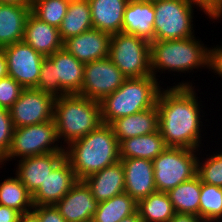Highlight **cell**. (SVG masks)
Returning <instances> with one entry per match:
<instances>
[{
	"instance_id": "obj_30",
	"label": "cell",
	"mask_w": 222,
	"mask_h": 222,
	"mask_svg": "<svg viewBox=\"0 0 222 222\" xmlns=\"http://www.w3.org/2000/svg\"><path fill=\"white\" fill-rule=\"evenodd\" d=\"M137 211V202L123 192L108 200L98 202L94 222H120Z\"/></svg>"
},
{
	"instance_id": "obj_9",
	"label": "cell",
	"mask_w": 222,
	"mask_h": 222,
	"mask_svg": "<svg viewBox=\"0 0 222 222\" xmlns=\"http://www.w3.org/2000/svg\"><path fill=\"white\" fill-rule=\"evenodd\" d=\"M54 120L36 125L14 128L10 149L0 161V168L7 161L19 160L25 157L43 155L51 152H65L58 144ZM18 158V159H17Z\"/></svg>"
},
{
	"instance_id": "obj_8",
	"label": "cell",
	"mask_w": 222,
	"mask_h": 222,
	"mask_svg": "<svg viewBox=\"0 0 222 222\" xmlns=\"http://www.w3.org/2000/svg\"><path fill=\"white\" fill-rule=\"evenodd\" d=\"M201 152V150L167 147L152 161L156 190L167 193L196 176L197 159Z\"/></svg>"
},
{
	"instance_id": "obj_40",
	"label": "cell",
	"mask_w": 222,
	"mask_h": 222,
	"mask_svg": "<svg viewBox=\"0 0 222 222\" xmlns=\"http://www.w3.org/2000/svg\"><path fill=\"white\" fill-rule=\"evenodd\" d=\"M169 222H203L200 217L194 214L175 213Z\"/></svg>"
},
{
	"instance_id": "obj_39",
	"label": "cell",
	"mask_w": 222,
	"mask_h": 222,
	"mask_svg": "<svg viewBox=\"0 0 222 222\" xmlns=\"http://www.w3.org/2000/svg\"><path fill=\"white\" fill-rule=\"evenodd\" d=\"M20 215L12 208L0 205V222H18Z\"/></svg>"
},
{
	"instance_id": "obj_4",
	"label": "cell",
	"mask_w": 222,
	"mask_h": 222,
	"mask_svg": "<svg viewBox=\"0 0 222 222\" xmlns=\"http://www.w3.org/2000/svg\"><path fill=\"white\" fill-rule=\"evenodd\" d=\"M192 36L184 39L150 42L152 75L159 80L158 72L190 73L195 69H208L209 47ZM194 69V70H193ZM172 72V73H171Z\"/></svg>"
},
{
	"instance_id": "obj_7",
	"label": "cell",
	"mask_w": 222,
	"mask_h": 222,
	"mask_svg": "<svg viewBox=\"0 0 222 222\" xmlns=\"http://www.w3.org/2000/svg\"><path fill=\"white\" fill-rule=\"evenodd\" d=\"M153 7L155 12L153 41L195 36L193 24L195 7L212 19L199 5L188 0H154Z\"/></svg>"
},
{
	"instance_id": "obj_28",
	"label": "cell",
	"mask_w": 222,
	"mask_h": 222,
	"mask_svg": "<svg viewBox=\"0 0 222 222\" xmlns=\"http://www.w3.org/2000/svg\"><path fill=\"white\" fill-rule=\"evenodd\" d=\"M137 212L142 222H169L175 214L168 194L159 191L138 201Z\"/></svg>"
},
{
	"instance_id": "obj_35",
	"label": "cell",
	"mask_w": 222,
	"mask_h": 222,
	"mask_svg": "<svg viewBox=\"0 0 222 222\" xmlns=\"http://www.w3.org/2000/svg\"><path fill=\"white\" fill-rule=\"evenodd\" d=\"M14 125L10 111L0 107V161L7 155L13 137Z\"/></svg>"
},
{
	"instance_id": "obj_43",
	"label": "cell",
	"mask_w": 222,
	"mask_h": 222,
	"mask_svg": "<svg viewBox=\"0 0 222 222\" xmlns=\"http://www.w3.org/2000/svg\"><path fill=\"white\" fill-rule=\"evenodd\" d=\"M0 4L32 6V0H0Z\"/></svg>"
},
{
	"instance_id": "obj_13",
	"label": "cell",
	"mask_w": 222,
	"mask_h": 222,
	"mask_svg": "<svg viewBox=\"0 0 222 222\" xmlns=\"http://www.w3.org/2000/svg\"><path fill=\"white\" fill-rule=\"evenodd\" d=\"M2 49L7 60L8 76L24 89L36 88L45 57L23 40Z\"/></svg>"
},
{
	"instance_id": "obj_14",
	"label": "cell",
	"mask_w": 222,
	"mask_h": 222,
	"mask_svg": "<svg viewBox=\"0 0 222 222\" xmlns=\"http://www.w3.org/2000/svg\"><path fill=\"white\" fill-rule=\"evenodd\" d=\"M98 202L83 180H78L70 191L55 204L67 222H88L93 219Z\"/></svg>"
},
{
	"instance_id": "obj_42",
	"label": "cell",
	"mask_w": 222,
	"mask_h": 222,
	"mask_svg": "<svg viewBox=\"0 0 222 222\" xmlns=\"http://www.w3.org/2000/svg\"><path fill=\"white\" fill-rule=\"evenodd\" d=\"M18 222H39L38 216L33 212H27L20 215Z\"/></svg>"
},
{
	"instance_id": "obj_3",
	"label": "cell",
	"mask_w": 222,
	"mask_h": 222,
	"mask_svg": "<svg viewBox=\"0 0 222 222\" xmlns=\"http://www.w3.org/2000/svg\"><path fill=\"white\" fill-rule=\"evenodd\" d=\"M53 120L56 125L58 141L65 148L103 123L100 102L80 94H66L56 97Z\"/></svg>"
},
{
	"instance_id": "obj_36",
	"label": "cell",
	"mask_w": 222,
	"mask_h": 222,
	"mask_svg": "<svg viewBox=\"0 0 222 222\" xmlns=\"http://www.w3.org/2000/svg\"><path fill=\"white\" fill-rule=\"evenodd\" d=\"M39 219V222H67L55 205L34 206L32 210Z\"/></svg>"
},
{
	"instance_id": "obj_1",
	"label": "cell",
	"mask_w": 222,
	"mask_h": 222,
	"mask_svg": "<svg viewBox=\"0 0 222 222\" xmlns=\"http://www.w3.org/2000/svg\"><path fill=\"white\" fill-rule=\"evenodd\" d=\"M174 84L162 88L157 99L159 132L167 147L200 150L203 101H198L195 85L190 80Z\"/></svg>"
},
{
	"instance_id": "obj_17",
	"label": "cell",
	"mask_w": 222,
	"mask_h": 222,
	"mask_svg": "<svg viewBox=\"0 0 222 222\" xmlns=\"http://www.w3.org/2000/svg\"><path fill=\"white\" fill-rule=\"evenodd\" d=\"M120 160L124 167L125 193L138 202L157 191L151 160L143 158Z\"/></svg>"
},
{
	"instance_id": "obj_15",
	"label": "cell",
	"mask_w": 222,
	"mask_h": 222,
	"mask_svg": "<svg viewBox=\"0 0 222 222\" xmlns=\"http://www.w3.org/2000/svg\"><path fill=\"white\" fill-rule=\"evenodd\" d=\"M77 181L69 161L64 158L32 194L33 205H55Z\"/></svg>"
},
{
	"instance_id": "obj_12",
	"label": "cell",
	"mask_w": 222,
	"mask_h": 222,
	"mask_svg": "<svg viewBox=\"0 0 222 222\" xmlns=\"http://www.w3.org/2000/svg\"><path fill=\"white\" fill-rule=\"evenodd\" d=\"M56 97L35 88L24 89L9 109L14 128L53 120Z\"/></svg>"
},
{
	"instance_id": "obj_19",
	"label": "cell",
	"mask_w": 222,
	"mask_h": 222,
	"mask_svg": "<svg viewBox=\"0 0 222 222\" xmlns=\"http://www.w3.org/2000/svg\"><path fill=\"white\" fill-rule=\"evenodd\" d=\"M23 41L44 57L64 48L59 28L41 21L32 12L26 20Z\"/></svg>"
},
{
	"instance_id": "obj_44",
	"label": "cell",
	"mask_w": 222,
	"mask_h": 222,
	"mask_svg": "<svg viewBox=\"0 0 222 222\" xmlns=\"http://www.w3.org/2000/svg\"><path fill=\"white\" fill-rule=\"evenodd\" d=\"M120 222H142V219L140 218L138 212L136 211L134 214L125 217Z\"/></svg>"
},
{
	"instance_id": "obj_11",
	"label": "cell",
	"mask_w": 222,
	"mask_h": 222,
	"mask_svg": "<svg viewBox=\"0 0 222 222\" xmlns=\"http://www.w3.org/2000/svg\"><path fill=\"white\" fill-rule=\"evenodd\" d=\"M127 79L109 57L85 63L80 95L101 101L115 92Z\"/></svg>"
},
{
	"instance_id": "obj_38",
	"label": "cell",
	"mask_w": 222,
	"mask_h": 222,
	"mask_svg": "<svg viewBox=\"0 0 222 222\" xmlns=\"http://www.w3.org/2000/svg\"><path fill=\"white\" fill-rule=\"evenodd\" d=\"M208 69L222 78V46L209 47ZM213 70V71H212Z\"/></svg>"
},
{
	"instance_id": "obj_37",
	"label": "cell",
	"mask_w": 222,
	"mask_h": 222,
	"mask_svg": "<svg viewBox=\"0 0 222 222\" xmlns=\"http://www.w3.org/2000/svg\"><path fill=\"white\" fill-rule=\"evenodd\" d=\"M199 5L213 20L222 18V0H188Z\"/></svg>"
},
{
	"instance_id": "obj_23",
	"label": "cell",
	"mask_w": 222,
	"mask_h": 222,
	"mask_svg": "<svg viewBox=\"0 0 222 222\" xmlns=\"http://www.w3.org/2000/svg\"><path fill=\"white\" fill-rule=\"evenodd\" d=\"M94 29L113 35L122 32L124 12L129 0H88Z\"/></svg>"
},
{
	"instance_id": "obj_20",
	"label": "cell",
	"mask_w": 222,
	"mask_h": 222,
	"mask_svg": "<svg viewBox=\"0 0 222 222\" xmlns=\"http://www.w3.org/2000/svg\"><path fill=\"white\" fill-rule=\"evenodd\" d=\"M119 144L128 138L159 131L157 105L135 114L120 117L109 124Z\"/></svg>"
},
{
	"instance_id": "obj_27",
	"label": "cell",
	"mask_w": 222,
	"mask_h": 222,
	"mask_svg": "<svg viewBox=\"0 0 222 222\" xmlns=\"http://www.w3.org/2000/svg\"><path fill=\"white\" fill-rule=\"evenodd\" d=\"M201 183L196 175L167 192L175 213L194 214L199 217Z\"/></svg>"
},
{
	"instance_id": "obj_34",
	"label": "cell",
	"mask_w": 222,
	"mask_h": 222,
	"mask_svg": "<svg viewBox=\"0 0 222 222\" xmlns=\"http://www.w3.org/2000/svg\"><path fill=\"white\" fill-rule=\"evenodd\" d=\"M24 88L12 77L0 79V107L10 109Z\"/></svg>"
},
{
	"instance_id": "obj_22",
	"label": "cell",
	"mask_w": 222,
	"mask_h": 222,
	"mask_svg": "<svg viewBox=\"0 0 222 222\" xmlns=\"http://www.w3.org/2000/svg\"><path fill=\"white\" fill-rule=\"evenodd\" d=\"M83 181L90 188L97 202L125 192L124 167L121 160L88 176Z\"/></svg>"
},
{
	"instance_id": "obj_29",
	"label": "cell",
	"mask_w": 222,
	"mask_h": 222,
	"mask_svg": "<svg viewBox=\"0 0 222 222\" xmlns=\"http://www.w3.org/2000/svg\"><path fill=\"white\" fill-rule=\"evenodd\" d=\"M0 205L10 207L20 214L33 210L32 194L17 176L8 177L0 182Z\"/></svg>"
},
{
	"instance_id": "obj_26",
	"label": "cell",
	"mask_w": 222,
	"mask_h": 222,
	"mask_svg": "<svg viewBox=\"0 0 222 222\" xmlns=\"http://www.w3.org/2000/svg\"><path fill=\"white\" fill-rule=\"evenodd\" d=\"M93 28L88 0H71L59 32L63 41Z\"/></svg>"
},
{
	"instance_id": "obj_16",
	"label": "cell",
	"mask_w": 222,
	"mask_h": 222,
	"mask_svg": "<svg viewBox=\"0 0 222 222\" xmlns=\"http://www.w3.org/2000/svg\"><path fill=\"white\" fill-rule=\"evenodd\" d=\"M65 158V152H51L17 160L15 175L33 194L53 169Z\"/></svg>"
},
{
	"instance_id": "obj_32",
	"label": "cell",
	"mask_w": 222,
	"mask_h": 222,
	"mask_svg": "<svg viewBox=\"0 0 222 222\" xmlns=\"http://www.w3.org/2000/svg\"><path fill=\"white\" fill-rule=\"evenodd\" d=\"M69 0H32L31 12L41 21L60 27L68 9Z\"/></svg>"
},
{
	"instance_id": "obj_6",
	"label": "cell",
	"mask_w": 222,
	"mask_h": 222,
	"mask_svg": "<svg viewBox=\"0 0 222 222\" xmlns=\"http://www.w3.org/2000/svg\"><path fill=\"white\" fill-rule=\"evenodd\" d=\"M85 64L65 48L57 50L42 61L40 76L35 89L55 97L79 94L82 89Z\"/></svg>"
},
{
	"instance_id": "obj_41",
	"label": "cell",
	"mask_w": 222,
	"mask_h": 222,
	"mask_svg": "<svg viewBox=\"0 0 222 222\" xmlns=\"http://www.w3.org/2000/svg\"><path fill=\"white\" fill-rule=\"evenodd\" d=\"M7 76H8L7 60L3 52V49L0 48V79L5 78Z\"/></svg>"
},
{
	"instance_id": "obj_18",
	"label": "cell",
	"mask_w": 222,
	"mask_h": 222,
	"mask_svg": "<svg viewBox=\"0 0 222 222\" xmlns=\"http://www.w3.org/2000/svg\"><path fill=\"white\" fill-rule=\"evenodd\" d=\"M111 35L92 28L64 41V48L82 63H89L109 56Z\"/></svg>"
},
{
	"instance_id": "obj_31",
	"label": "cell",
	"mask_w": 222,
	"mask_h": 222,
	"mask_svg": "<svg viewBox=\"0 0 222 222\" xmlns=\"http://www.w3.org/2000/svg\"><path fill=\"white\" fill-rule=\"evenodd\" d=\"M199 217L203 222L222 221V188L201 183Z\"/></svg>"
},
{
	"instance_id": "obj_25",
	"label": "cell",
	"mask_w": 222,
	"mask_h": 222,
	"mask_svg": "<svg viewBox=\"0 0 222 222\" xmlns=\"http://www.w3.org/2000/svg\"><path fill=\"white\" fill-rule=\"evenodd\" d=\"M167 148L159 131L123 140L120 159L143 158L153 161Z\"/></svg>"
},
{
	"instance_id": "obj_5",
	"label": "cell",
	"mask_w": 222,
	"mask_h": 222,
	"mask_svg": "<svg viewBox=\"0 0 222 222\" xmlns=\"http://www.w3.org/2000/svg\"><path fill=\"white\" fill-rule=\"evenodd\" d=\"M153 75L141 78H127L112 94L100 101L101 117L104 124L147 110L157 104L163 88Z\"/></svg>"
},
{
	"instance_id": "obj_33",
	"label": "cell",
	"mask_w": 222,
	"mask_h": 222,
	"mask_svg": "<svg viewBox=\"0 0 222 222\" xmlns=\"http://www.w3.org/2000/svg\"><path fill=\"white\" fill-rule=\"evenodd\" d=\"M206 156V158L198 157L196 175L200 178L202 183L222 188V151H216V153L213 152L209 157L208 155Z\"/></svg>"
},
{
	"instance_id": "obj_10",
	"label": "cell",
	"mask_w": 222,
	"mask_h": 222,
	"mask_svg": "<svg viewBox=\"0 0 222 222\" xmlns=\"http://www.w3.org/2000/svg\"><path fill=\"white\" fill-rule=\"evenodd\" d=\"M108 57L127 78L152 75L150 42L134 34L111 35Z\"/></svg>"
},
{
	"instance_id": "obj_21",
	"label": "cell",
	"mask_w": 222,
	"mask_h": 222,
	"mask_svg": "<svg viewBox=\"0 0 222 222\" xmlns=\"http://www.w3.org/2000/svg\"><path fill=\"white\" fill-rule=\"evenodd\" d=\"M155 12L153 1L129 0L122 24V32L134 34L152 42L154 39Z\"/></svg>"
},
{
	"instance_id": "obj_24",
	"label": "cell",
	"mask_w": 222,
	"mask_h": 222,
	"mask_svg": "<svg viewBox=\"0 0 222 222\" xmlns=\"http://www.w3.org/2000/svg\"><path fill=\"white\" fill-rule=\"evenodd\" d=\"M31 6L0 4V48L20 42Z\"/></svg>"
},
{
	"instance_id": "obj_2",
	"label": "cell",
	"mask_w": 222,
	"mask_h": 222,
	"mask_svg": "<svg viewBox=\"0 0 222 222\" xmlns=\"http://www.w3.org/2000/svg\"><path fill=\"white\" fill-rule=\"evenodd\" d=\"M78 180L99 172L120 160L117 137L109 124L102 123L86 136L70 143L64 148Z\"/></svg>"
}]
</instances>
